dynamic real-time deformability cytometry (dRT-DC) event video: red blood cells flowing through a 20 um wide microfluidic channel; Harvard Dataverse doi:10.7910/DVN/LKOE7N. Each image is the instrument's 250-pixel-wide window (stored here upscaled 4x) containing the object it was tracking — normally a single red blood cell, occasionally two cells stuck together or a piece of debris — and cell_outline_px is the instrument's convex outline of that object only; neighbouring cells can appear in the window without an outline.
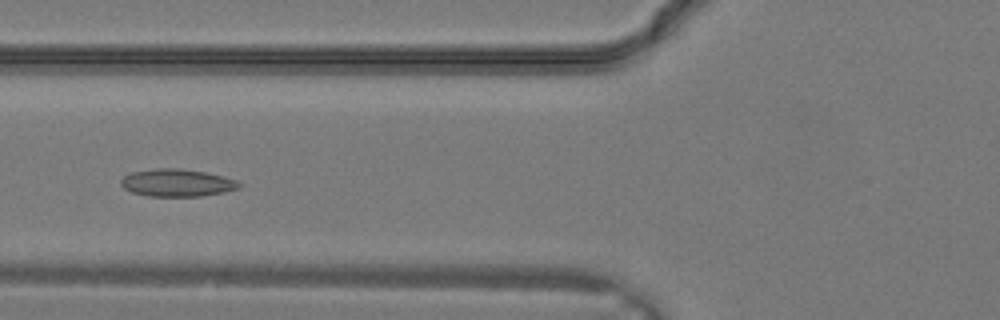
{"species": "common noctule bat (a hibernating species)", "species_latin": "Nyctalus noctula", "temperature_condition": "warm", "stored_images_in_passage": 30, "camera_frame_rate_fps": 3000, "um_per_image_px": 0.085, "animal": {"sex": "male", "body_mass_g": 19.2, "forearm_length_mm": 51.8}, "frame": {"image": 1, "passage_image": 11, "time_ms": 3.333, "image_size_px": [1000, 320], "cell_outline_px": [[244, 184], [240, 188], [224, 192], [200, 196], [148, 196], [132, 192], [124, 188], [120, 184], [120, 180], [124, 176], [132, 172], [156, 168], [180, 168], [204, 172], [236, 180]], "centroid_in_image_um": [15.05, 15.54], "position_along_channel_um": 110.8, "area_um2": 18.9}}
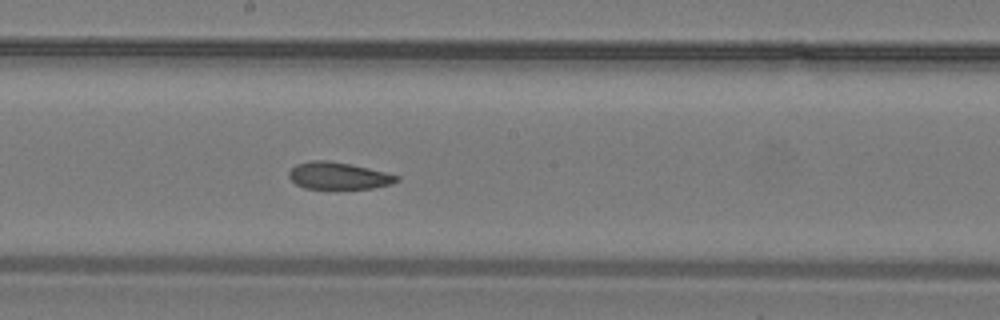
{"frame": {"image": 2, "passage_image": 16, "time_ms": 5.0, "image_size_px": [1000, 320], "cell_outline_px": [[400, 180], [388, 184], [372, 188], [304, 188], [296, 184], [288, 176], [288, 172], [296, 164], [312, 160], [328, 160], [352, 164], [400, 176]], "centroid_in_image_um": [28.74, 14.92], "position_along_channel_um": 219.5, "area_um2": 16.82}}
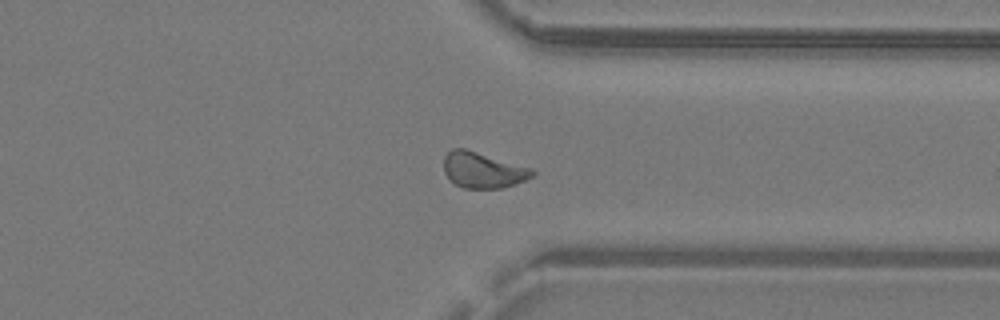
{"frame": {"image": 3, "passage_image": 23, "time_ms": 7.333, "image_size_px": [1000, 320], "cell_outline_px": [[536, 172], [532, 176], [524, 180], [500, 188], [464, 188], [448, 180], [444, 172], [444, 156], [452, 148], [464, 148], [532, 168]], "centroid_in_image_um": [41.01, 14.45], "position_along_channel_um": 370.4, "area_um2": 18.32}}